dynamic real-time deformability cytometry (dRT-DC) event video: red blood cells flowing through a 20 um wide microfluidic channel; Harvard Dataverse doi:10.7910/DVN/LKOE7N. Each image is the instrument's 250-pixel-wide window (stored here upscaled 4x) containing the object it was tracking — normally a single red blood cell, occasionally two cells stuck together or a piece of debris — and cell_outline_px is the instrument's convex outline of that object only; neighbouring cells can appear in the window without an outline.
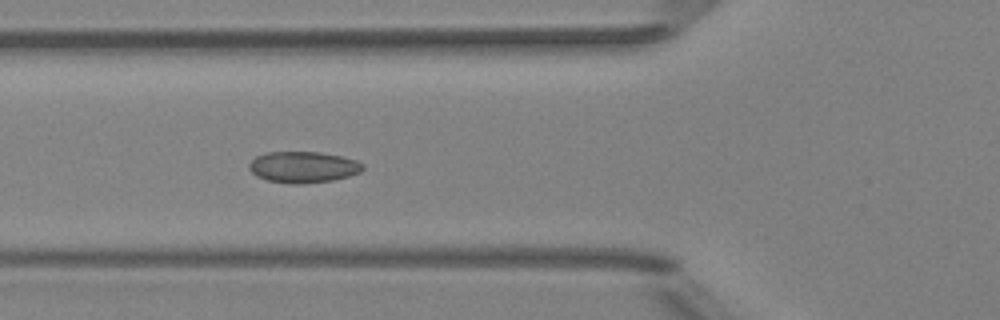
{"species": "Egyptian fruit bat (a non-hibernating species)", "species_latin": "Rousettus aegyptiacus", "temperature_condition": "room temperature", "stored_images_in_passage": 9, "camera_frame_rate_fps": 3000, "um_per_image_px": 0.085, "animal": {"sex": "female"}, "frame": {"image": 1, "passage_image": 6, "time_ms": 1.667, "image_size_px": [1000, 320], "cell_outline_px": [[364, 168], [360, 172], [348, 176], [332, 180], [300, 184], [292, 184], [268, 180], [256, 176], [248, 168], [248, 164], [256, 156], [264, 152], [320, 152], [344, 156], [356, 160], [364, 164]], "centroid_in_image_um": [25.77, 14.19], "position_along_channel_um": 100.0, "area_um2": 20.81}}